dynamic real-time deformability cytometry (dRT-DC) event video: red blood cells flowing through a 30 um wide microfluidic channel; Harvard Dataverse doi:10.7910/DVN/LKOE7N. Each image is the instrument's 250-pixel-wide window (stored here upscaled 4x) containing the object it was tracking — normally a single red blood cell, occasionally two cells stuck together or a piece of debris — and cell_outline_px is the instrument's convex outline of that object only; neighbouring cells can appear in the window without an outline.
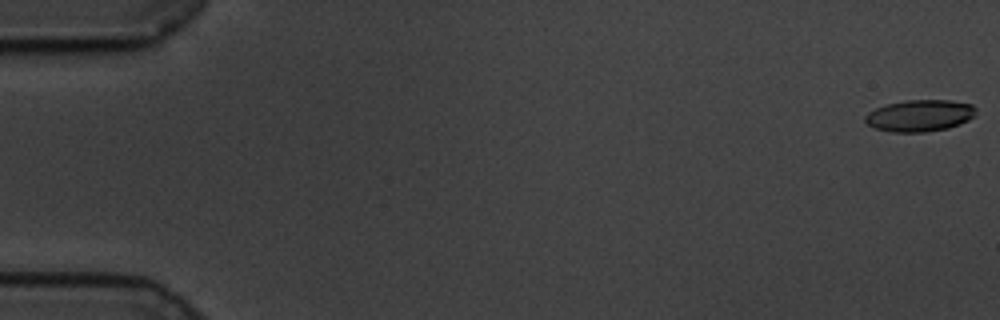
{"species": "common noctule bat (a hibernating species)", "species_latin": "Nyctalus noctula", "temperature_condition": "cold", "stored_images_in_passage": 18, "camera_frame_rate_fps": 3000, "um_per_image_px": 0.085, "animal": {"sex": "male", "body_mass_g": 19.5, "forearm_length_mm": 54.6}, "frame": {"image": 1, "passage_image": 1, "time_ms": 0.0, "image_size_px": [1000, 320], "cell_outline_px": [[976, 112], [968, 120], [960, 124], [948, 128], [924, 132], [892, 132], [876, 128], [868, 124], [864, 120], [864, 116], [868, 112], [876, 108], [888, 104], [908, 100], [948, 100], [972, 104], [976, 108]], "centroid_in_image_um": [78.18, 9.83], "position_along_channel_um": 6.8, "area_um2": 20.35}}
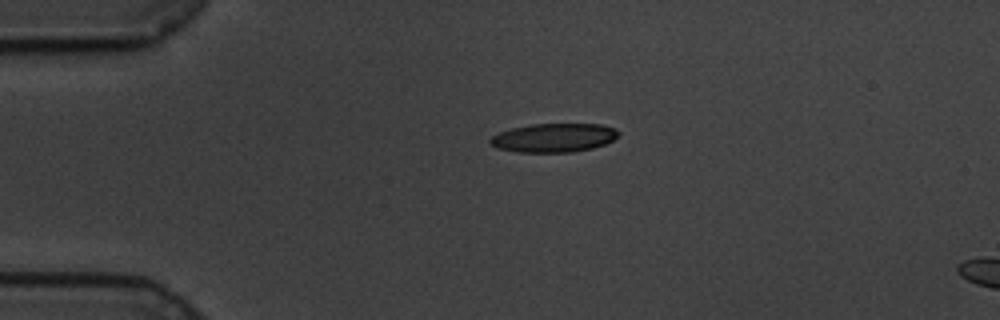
{"frame": {"image": 2, "passage_image": 14, "time_ms": 4.333, "image_size_px": [1000, 320], "cell_outline_px": [[620, 132], [612, 140], [604, 144], [592, 148], [572, 152], [516, 152], [496, 148], [488, 144], [488, 140], [492, 136], [500, 132], [512, 128], [532, 124], [600, 124], [616, 128]], "centroid_in_image_um": [47.04, 11.71], "position_along_channel_um": 38.0, "area_um2": 21.56}}